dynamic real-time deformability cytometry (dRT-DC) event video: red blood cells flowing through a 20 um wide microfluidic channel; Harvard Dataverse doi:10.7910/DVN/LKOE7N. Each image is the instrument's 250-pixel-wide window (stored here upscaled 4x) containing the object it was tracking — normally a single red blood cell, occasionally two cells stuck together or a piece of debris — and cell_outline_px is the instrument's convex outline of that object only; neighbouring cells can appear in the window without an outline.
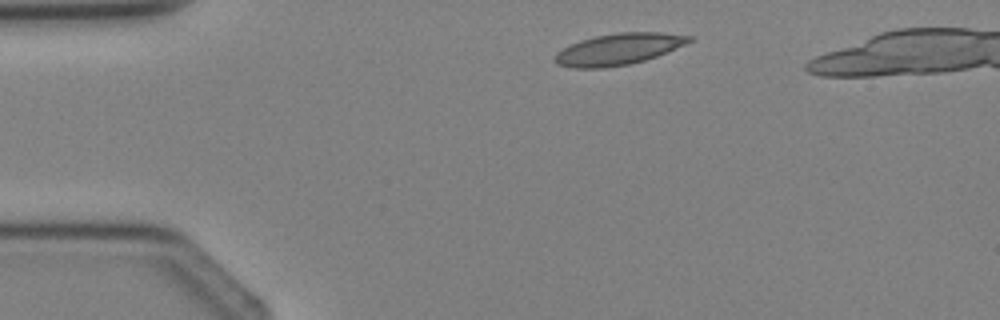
{"species": "Egyptian fruit bat (a non-hibernating species)", "species_latin": "Rousettus aegyptiacus", "temperature_condition": "cold", "stored_images_in_passage": 3, "camera_frame_rate_fps": 3000, "um_per_image_px": 0.085, "animal": {"sex": "female"}, "frame": {"image": 1, "passage_image": 1, "time_ms": 0.0, "image_size_px": [1000, 320], "cell_outline_px": [[692, 40], [684, 44], [656, 56], [644, 60], [628, 64], [604, 68], [572, 68], [556, 64], [552, 60], [556, 52], [580, 40], [596, 36], [616, 32], [664, 32], [692, 36]], "centroid_in_image_um": [52.52, 4.18], "position_along_channel_um": 32.5, "area_um2": 24.45}}